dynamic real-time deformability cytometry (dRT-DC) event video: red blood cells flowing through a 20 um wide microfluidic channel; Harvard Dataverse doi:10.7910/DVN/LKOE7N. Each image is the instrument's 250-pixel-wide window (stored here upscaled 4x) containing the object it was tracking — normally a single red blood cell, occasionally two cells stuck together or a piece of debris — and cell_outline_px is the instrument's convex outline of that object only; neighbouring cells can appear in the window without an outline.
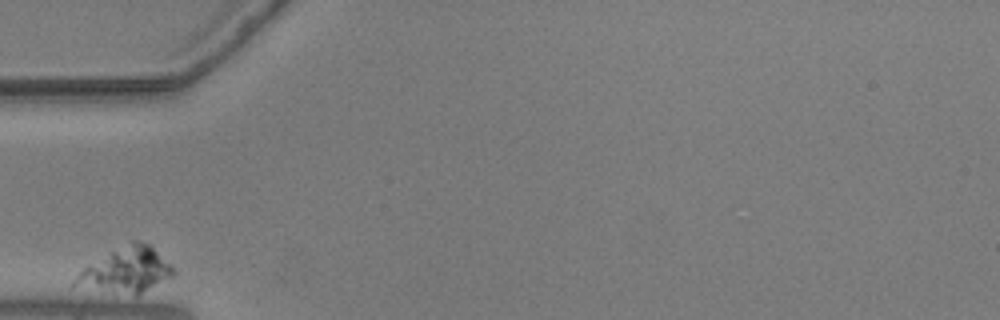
{"species": "common noctule bat (a hibernating species)", "species_latin": "Nyctalus noctula", "temperature_condition": "warm", "stored_images_in_passage": 32, "camera_frame_rate_fps": 3000, "um_per_image_px": 0.085, "animal": {"sex": "male", "body_mass_g": 20.5, "forearm_length_mm": 52.5}, "frame": {"image": 1, "passage_image": 1, "time_ms": 0.0, "image_size_px": [1000, 320], "cell_outline_px": [[176, 272], [172, 276], [136, 296], [72, 284], [72, 280], [88, 264], [132, 240], [140, 240], [148, 244]], "centroid_in_image_um": [10.72, 22.96], "position_along_channel_um": 74.3, "area_um2": 24.8}}
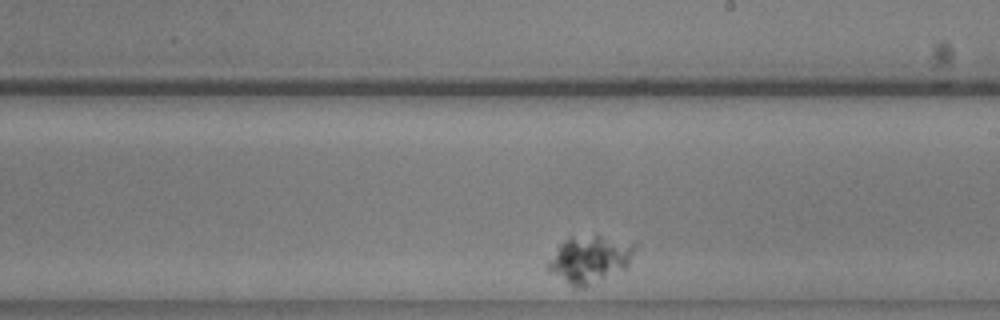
{"frame": {"image": 2, "passage_image": 19, "time_ms": 6.0, "image_size_px": [1000, 320], "cell_outline_px": [[636, 248], [628, 264], [624, 268], [584, 288], [576, 288], [552, 272], [548, 268], [548, 264], [568, 236], [596, 236], [636, 240]], "centroid_in_image_um": [50.22, 22.0], "position_along_channel_um": 238.8, "area_um2": 23.18}}
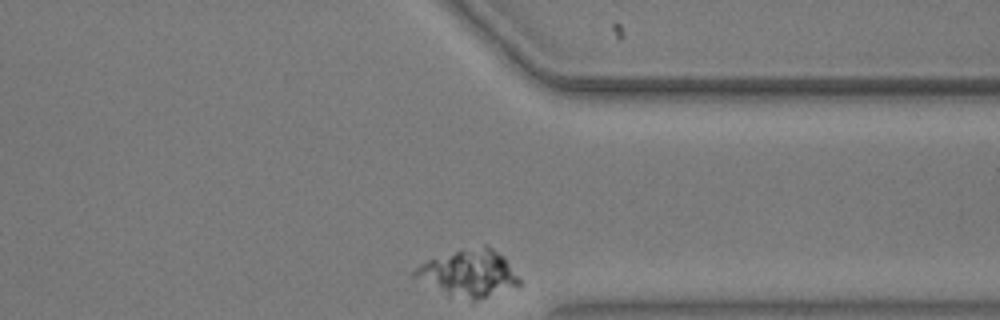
{"frame": {"image": 3, "passage_image": 32, "time_ms": 10.333, "image_size_px": [1000, 320], "cell_outline_px": [[524, 284], [520, 288], [472, 304], [448, 296], [412, 276], [412, 272], [420, 264], [428, 260], [484, 244], [488, 244], [508, 264]], "centroid_in_image_um": [39.91, 23.34], "position_along_channel_um": 371.5, "area_um2": 29.3}}